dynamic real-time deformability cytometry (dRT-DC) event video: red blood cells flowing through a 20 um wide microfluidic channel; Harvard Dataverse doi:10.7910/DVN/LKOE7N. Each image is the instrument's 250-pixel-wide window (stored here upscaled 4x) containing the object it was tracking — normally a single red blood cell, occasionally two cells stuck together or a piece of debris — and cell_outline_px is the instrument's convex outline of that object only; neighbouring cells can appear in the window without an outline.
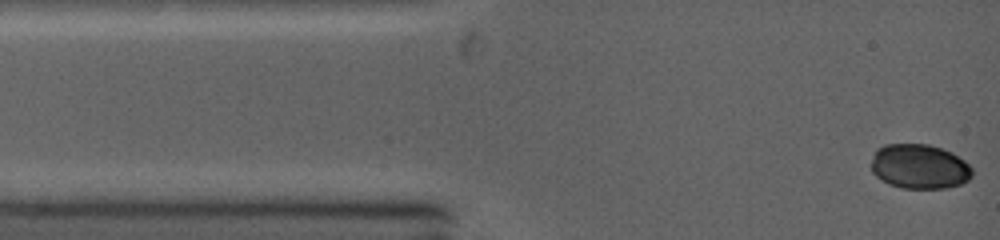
{"species": "common noctule bat (a hibernating species)", "species_latin": "Nyctalus noctula", "temperature_condition": "warm", "stored_images_in_passage": 54, "camera_frame_rate_fps": 5000, "um_per_image_px": 0.085, "animal": {"sex": "female", "body_mass_g": 19.0, "forearm_length_mm": 53.3}, "frame": {"image": 1, "passage_image": 1, "time_ms": 0.0, "image_size_px": [1000, 240], "cell_outline_px": [[972, 176], [968, 180], [960, 184], [944, 188], [900, 188], [888, 184], [876, 176], [872, 172], [872, 160], [876, 148], [884, 144], [928, 144], [952, 152], [964, 160], [972, 168]], "centroid_in_image_um": [78.14, 14.15], "position_along_channel_um": 6.9, "area_um2": 26.36}}
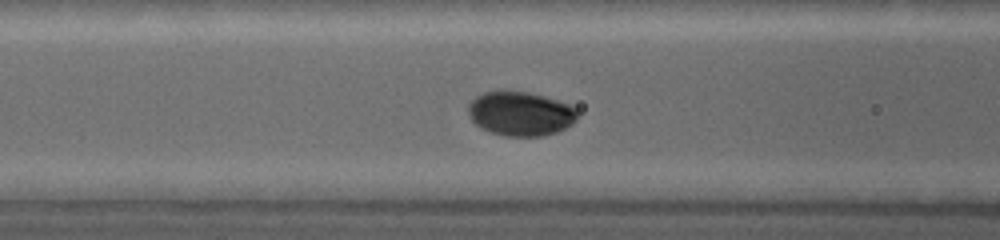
{"frame": {"image": 2, "passage_image": 21, "time_ms": 4.0, "image_size_px": [1000, 240], "cell_outline_px": [[576, 120], [572, 124], [556, 132], [540, 136], [504, 136], [480, 128], [468, 116], [468, 104], [476, 96], [484, 92], [524, 92], [556, 100], [568, 104], [576, 108]], "centroid_in_image_um": [44.21, 9.68], "position_along_channel_um": 122.4, "area_um2": 27.69}}
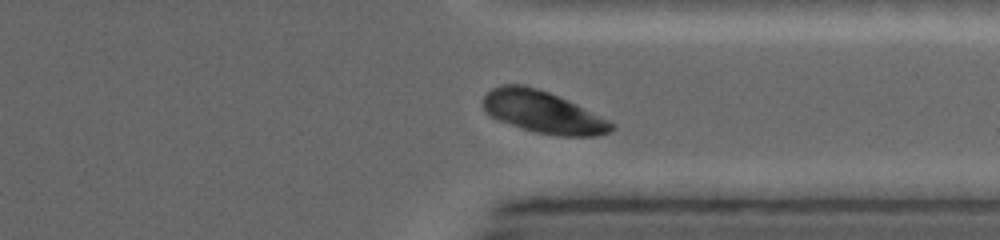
{"frame": {"image": 3, "passage_image": 49, "time_ms": 9.6, "image_size_px": [1000, 240], "cell_outline_px": [[616, 128], [612, 132], [596, 136], [560, 136], [536, 132], [500, 120], [484, 112], [480, 104], [484, 96], [492, 88], [500, 84], [524, 84], [548, 92], [568, 100], [616, 124]], "centroid_in_image_um": [46.14, 9.52], "position_along_channel_um": 365.3, "area_um2": 31.44}, "authors_computed_cell_mechanics": {"area_um2": 29.0156, "velocity_mm_per_s": 4.3358, "shape_relaxation_time_tau1_ms": 1.4411, "shape_relaxation_time_tau2_ms": null, "deformation_change_tau1": 0.0747, "deformation_change_tau2": null}}